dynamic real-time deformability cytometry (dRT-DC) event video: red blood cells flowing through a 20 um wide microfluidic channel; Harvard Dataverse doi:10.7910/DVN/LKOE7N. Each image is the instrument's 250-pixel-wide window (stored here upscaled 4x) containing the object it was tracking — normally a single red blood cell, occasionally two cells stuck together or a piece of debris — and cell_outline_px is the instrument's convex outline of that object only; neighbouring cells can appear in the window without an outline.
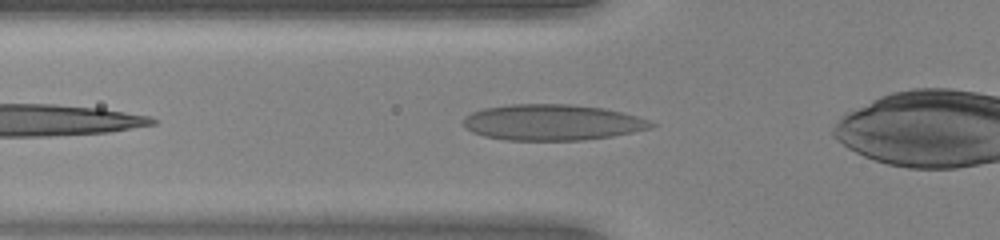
{"species": "human", "species_latin": "Homo sapiens", "temperature_condition": "warm", "stored_images_in_passage": 11, "camera_frame_rate_fps": 3000, "um_per_image_px": 0.085, "donor": {"sex": "female"}, "frame": {"image": 1, "passage_image": 2, "time_ms": 0.333, "image_size_px": [1000, 240], "cell_outline_px": [[656, 124], [652, 128], [612, 136], [580, 140], [504, 140], [484, 136], [472, 132], [464, 128], [464, 116], [472, 112], [484, 108], [512, 104], [568, 104], [604, 108], [636, 116], [648, 120]], "centroid_in_image_um": [46.91, 10.4], "position_along_channel_um": 78.9, "area_um2": 39.25}}